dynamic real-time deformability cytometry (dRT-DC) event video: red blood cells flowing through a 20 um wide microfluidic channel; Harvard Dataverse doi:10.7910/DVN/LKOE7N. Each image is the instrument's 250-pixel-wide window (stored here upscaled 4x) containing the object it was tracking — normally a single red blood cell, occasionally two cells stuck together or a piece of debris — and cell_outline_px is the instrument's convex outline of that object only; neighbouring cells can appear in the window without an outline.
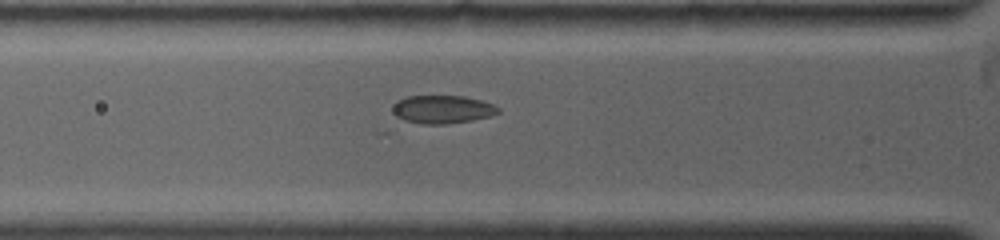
{"species": "common noctule bat (a hibernating species)", "species_latin": "Nyctalus noctula", "temperature_condition": "warm", "stored_images_in_passage": 54, "camera_frame_rate_fps": 4500, "um_per_image_px": 0.085, "animal": {"sex": "female", "body_mass_g": 19.0, "forearm_length_mm": 53.3}, "frame": {"image": 1, "passage_image": 10, "time_ms": 2.444, "image_size_px": [1000, 240], "cell_outline_px": [[500, 112], [488, 116], [472, 120], [448, 124], [424, 124], [404, 120], [396, 116], [392, 112], [392, 108], [396, 100], [408, 96], [464, 96], [480, 100], [492, 104], [500, 108]], "centroid_in_image_um": [37.58, 9.29], "position_along_channel_um": 88.2, "area_um2": 17.28}}
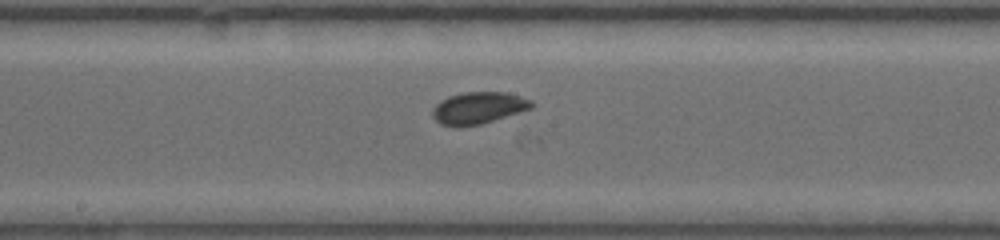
{"frame": {"image": 2, "passage_image": 22, "time_ms": 5.556, "image_size_px": [1000, 240], "cell_outline_px": [[532, 108], [480, 124], [440, 124], [432, 116], [432, 108], [440, 100], [448, 96], [464, 92], [504, 92], [520, 96], [532, 100]], "centroid_in_image_um": [40.66, 9.13], "position_along_channel_um": 207.5, "area_um2": 17.86}}
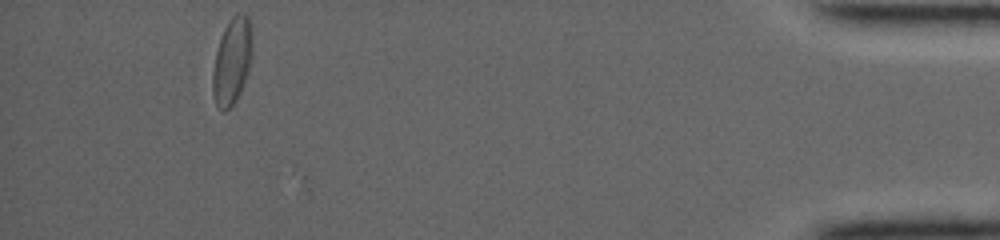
{"frame": {"image": 3, "passage_image": 53, "time_ms": 13.333, "image_size_px": [1000, 240], "cell_outline_px": [[252, 52], [248, 68], [240, 92], [236, 100], [224, 112], [216, 104], [212, 92], [212, 72], [216, 52], [224, 28], [232, 16], [236, 12], [240, 12], [248, 16], [252, 32]], "centroid_in_image_um": [19.71, 5.15], "position_along_channel_um": 415.5, "area_um2": 19.77}}